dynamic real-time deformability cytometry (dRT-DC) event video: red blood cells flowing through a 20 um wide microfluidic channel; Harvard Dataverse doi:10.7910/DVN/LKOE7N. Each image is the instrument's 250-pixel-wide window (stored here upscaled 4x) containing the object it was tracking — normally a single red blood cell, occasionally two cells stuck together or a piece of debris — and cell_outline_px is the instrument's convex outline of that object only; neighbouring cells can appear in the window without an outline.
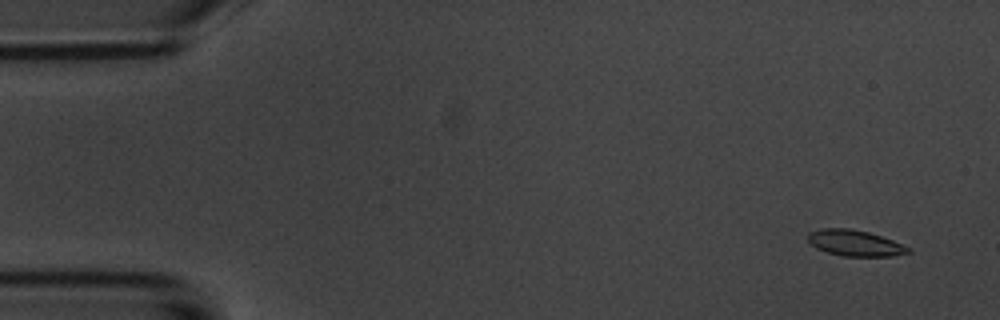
{"species": "common noctule bat (a hibernating species)", "species_latin": "Nyctalus noctula", "temperature_condition": "room temperature", "stored_images_in_passage": 4, "camera_frame_rate_fps": 3000, "um_per_image_px": 0.085, "animal": {"sex": "male", "body_mass_g": 20.1, "forearm_length_mm": 53.5}, "frame": {"image": 1, "passage_image": 1, "time_ms": 0.0, "image_size_px": [1000, 320], "cell_outline_px": [[912, 252], [892, 256], [844, 256], [828, 252], [816, 248], [808, 240], [808, 232], [820, 228], [852, 228], [868, 232], [892, 240], [912, 248]], "centroid_in_image_um": [72.68, 20.65], "position_along_channel_um": 12.3, "area_um2": 15.2}}
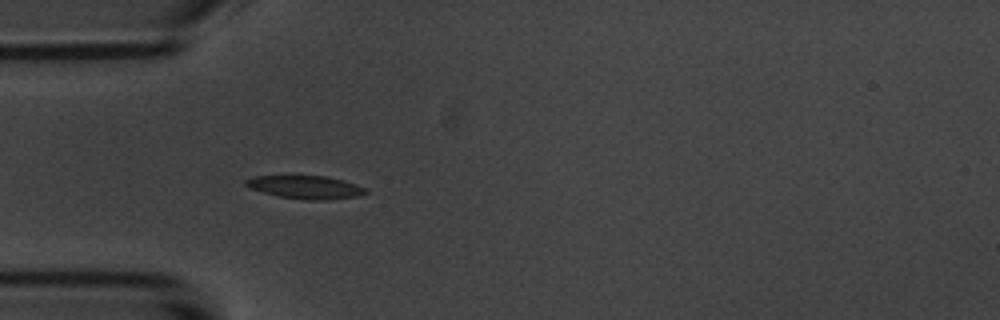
{"frame": {"image": 2, "passage_image": 4, "time_ms": 4.333, "image_size_px": [1000, 320], "cell_outline_px": [[368, 192], [356, 196], [328, 200], [308, 200], [276, 196], [252, 188], [244, 184], [244, 180], [256, 176], [328, 176], [344, 180], [356, 184], [364, 188]], "centroid_in_image_um": [25.98, 15.91], "position_along_channel_um": 59.0, "area_um2": 16.01}}